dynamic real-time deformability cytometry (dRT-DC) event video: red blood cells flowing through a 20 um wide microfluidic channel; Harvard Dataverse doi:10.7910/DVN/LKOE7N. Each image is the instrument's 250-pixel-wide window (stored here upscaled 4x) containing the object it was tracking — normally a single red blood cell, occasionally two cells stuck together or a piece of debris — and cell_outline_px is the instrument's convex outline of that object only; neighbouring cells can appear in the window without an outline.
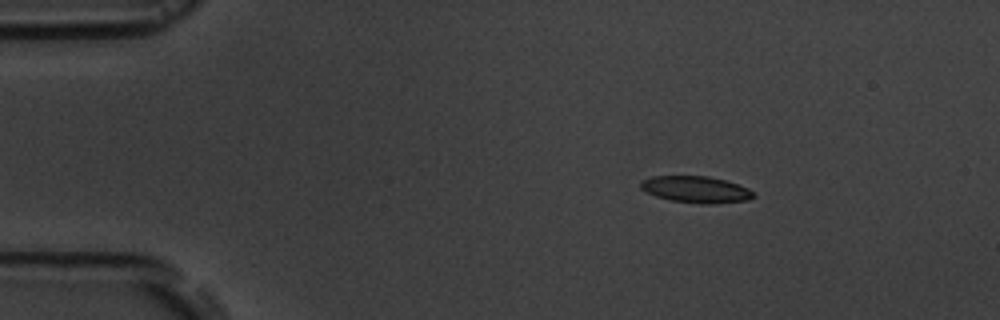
{"species": "common noctule bat (a hibernating species)", "species_latin": "Nyctalus noctula", "temperature_condition": "room temperature", "stored_images_in_passage": 3, "camera_frame_rate_fps": 3000, "um_per_image_px": 0.085, "animal": {"sex": "male", "body_mass_g": 19.5, "forearm_length_mm": 54.6}, "frame": {"image": 1, "passage_image": 2, "time_ms": 1.0, "image_size_px": [1000, 320], "cell_outline_px": [[756, 196], [748, 200], [712, 204], [700, 204], [672, 200], [656, 196], [640, 188], [640, 180], [652, 176], [708, 176], [724, 180], [748, 188], [756, 192]], "centroid_in_image_um": [59.18, 16.1], "position_along_channel_um": 25.8, "area_um2": 17.51}}